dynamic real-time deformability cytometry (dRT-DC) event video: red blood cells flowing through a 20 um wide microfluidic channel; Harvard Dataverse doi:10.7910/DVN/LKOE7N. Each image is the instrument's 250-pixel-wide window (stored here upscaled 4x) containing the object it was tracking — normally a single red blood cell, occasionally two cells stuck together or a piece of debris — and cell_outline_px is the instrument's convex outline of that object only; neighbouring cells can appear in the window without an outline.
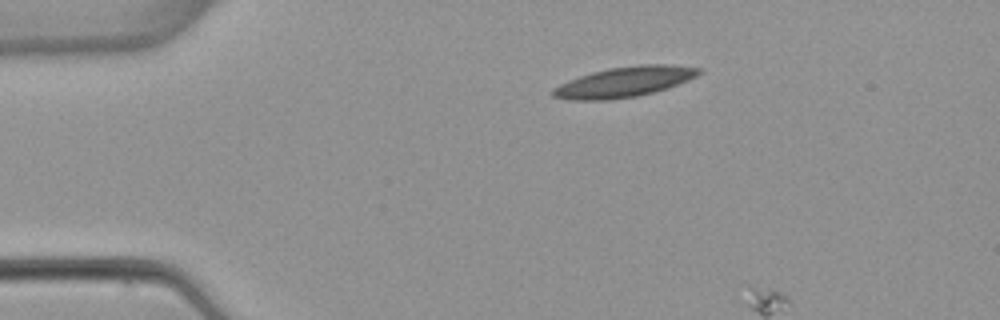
{"species": "common noctule bat (a hibernating species)", "species_latin": "Nyctalus noctula", "temperature_condition": "warm", "stored_images_in_passage": 2, "camera_frame_rate_fps": 3000, "um_per_image_px": 0.085, "animal": {"sex": "female", "body_mass_g": 22.7, "forearm_length_mm": 54.2}, "frame": {"image": 1, "passage_image": 1, "time_ms": 0.0, "image_size_px": [1000, 320], "cell_outline_px": [[704, 72], [688, 80], [668, 88], [636, 96], [608, 100], [572, 100], [552, 96], [552, 88], [568, 80], [592, 72], [608, 68], [640, 64], [668, 64], [700, 68]], "centroid_in_image_um": [53.08, 6.95], "position_along_channel_um": 31.9, "area_um2": 25.72}}